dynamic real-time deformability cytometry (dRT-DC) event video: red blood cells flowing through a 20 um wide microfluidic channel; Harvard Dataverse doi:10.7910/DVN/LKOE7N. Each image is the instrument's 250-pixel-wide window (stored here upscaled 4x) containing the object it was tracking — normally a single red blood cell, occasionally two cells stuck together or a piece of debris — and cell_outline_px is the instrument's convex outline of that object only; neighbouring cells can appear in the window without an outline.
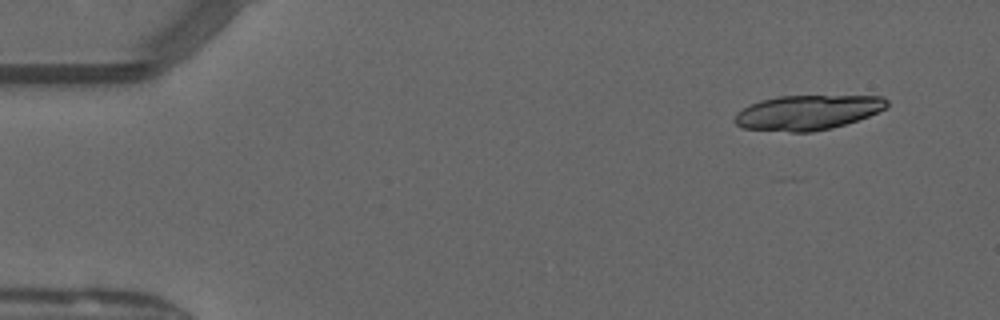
{"species": "common noctule bat (a hibernating species)", "species_latin": "Nyctalus noctula", "temperature_condition": "warm", "stored_images_in_passage": 12, "camera_frame_rate_fps": 3000, "um_per_image_px": 0.085, "animal": {"sex": "male", "forearm_length_mm": 52.5}, "frame": {"image": 1, "passage_image": 1, "time_ms": 0.0, "image_size_px": [1000, 320], "cell_outline_px": [[888, 108], [868, 116], [832, 128], [812, 132], [792, 132], [744, 128], [736, 124], [732, 120], [736, 112], [760, 100], [776, 96], [884, 96], [888, 100]], "centroid_in_image_um": [68.65, 9.55], "position_along_channel_um": 16.4, "area_um2": 30.87}}